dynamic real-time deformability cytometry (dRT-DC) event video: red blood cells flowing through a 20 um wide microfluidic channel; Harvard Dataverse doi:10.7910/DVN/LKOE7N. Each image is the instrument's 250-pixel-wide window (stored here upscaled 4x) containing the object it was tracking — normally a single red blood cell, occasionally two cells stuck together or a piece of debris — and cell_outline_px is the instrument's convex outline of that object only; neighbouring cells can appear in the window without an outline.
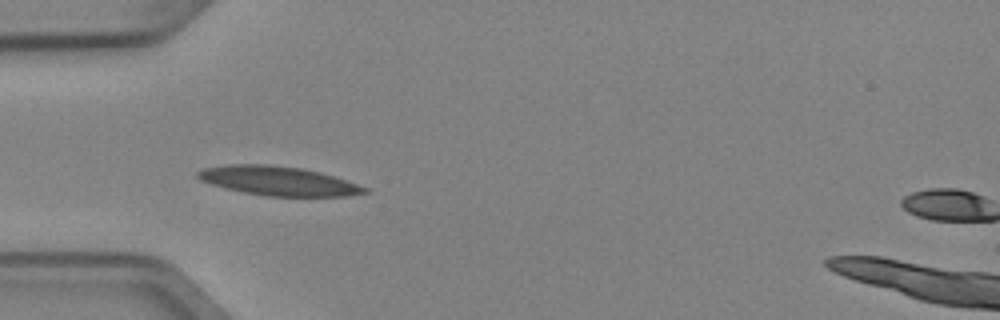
{"species": "Egyptian fruit bat (a non-hibernating species)", "species_latin": "Rousettus aegyptiacus", "temperature_condition": "cold", "stored_images_in_passage": 5, "camera_frame_rate_fps": 3000, "um_per_image_px": 0.085, "animal": {"sex": "female"}, "frame": {"image": 1, "passage_image": 4, "time_ms": 1.0, "image_size_px": [1000, 320], "cell_outline_px": [[368, 192], [344, 196], [264, 196], [244, 192], [212, 184], [200, 180], [196, 176], [196, 172], [204, 168], [228, 164], [268, 164], [300, 168], [320, 172], [368, 188]], "centroid_in_image_um": [23.61, 15.37], "position_along_channel_um": 61.4, "area_um2": 27.98}}
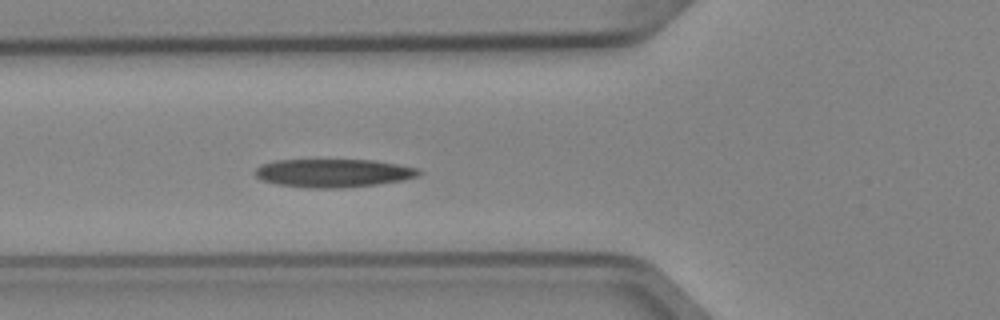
{"frame": {"image": 2, "passage_image": 5, "time_ms": 1.333, "image_size_px": [1000, 320], "cell_outline_px": [[424, 172], [416, 176], [404, 180], [376, 184], [340, 188], [308, 188], [276, 184], [260, 180], [252, 172], [260, 164], [276, 160], [372, 160], [420, 168]], "centroid_in_image_um": [28.3, 14.71], "position_along_channel_um": 97.5, "area_um2": 27.17}}